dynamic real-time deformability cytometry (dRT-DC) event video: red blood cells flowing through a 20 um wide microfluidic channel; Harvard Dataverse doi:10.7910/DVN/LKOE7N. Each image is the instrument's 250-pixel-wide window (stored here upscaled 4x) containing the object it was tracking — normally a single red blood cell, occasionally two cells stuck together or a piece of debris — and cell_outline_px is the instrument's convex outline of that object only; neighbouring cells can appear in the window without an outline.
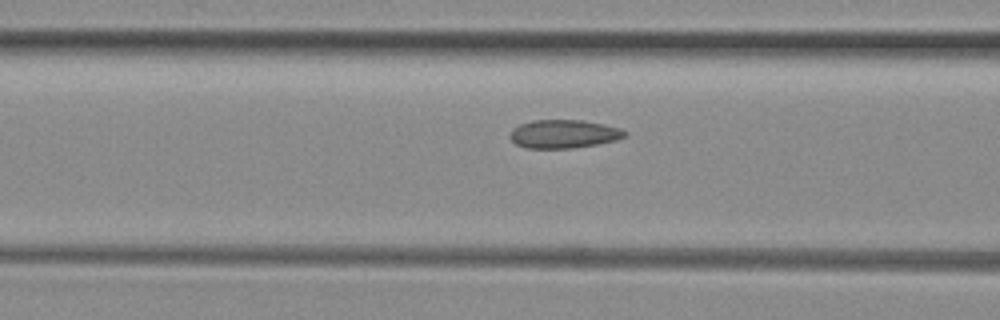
{"species": "common noctule bat (a hibernating species)", "species_latin": "Nyctalus noctula", "temperature_condition": "room temperature", "stored_images_in_passage": 22, "camera_frame_rate_fps": 3000, "um_per_image_px": 0.085, "animal": {"sex": "female", "body_mass_g": 29.2, "forearm_length_mm": 56.3}, "frame": {"image": 1, "passage_image": 17, "time_ms": 5.333, "image_size_px": [1000, 320], "cell_outline_px": [[628, 136], [616, 140], [596, 144], [572, 148], [528, 148], [516, 144], [508, 136], [512, 128], [520, 124], [532, 120], [584, 120], [604, 124], [620, 128], [628, 132]], "centroid_in_image_um": [47.93, 11.38], "position_along_channel_um": 118.7, "area_um2": 19.13}}
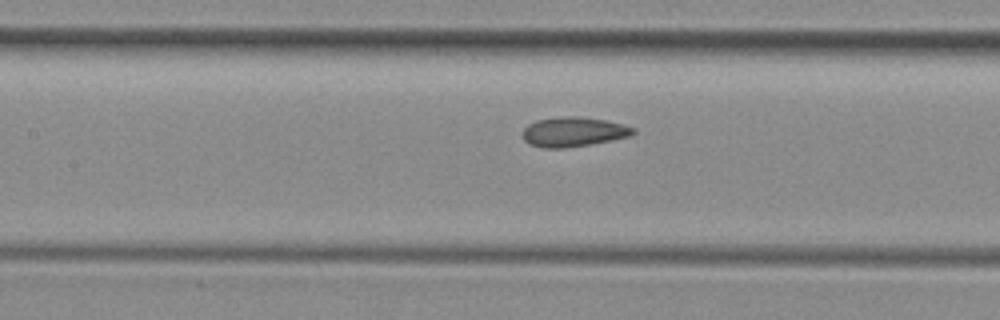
{"frame": {"image": 2, "passage_image": 20, "time_ms": 6.333, "image_size_px": [1000, 320], "cell_outline_px": [[636, 132], [632, 136], [588, 144], [564, 148], [544, 148], [532, 144], [524, 140], [524, 128], [528, 124], [536, 120], [564, 116], [576, 116], [604, 120], [636, 128]], "centroid_in_image_um": [48.76, 11.2], "position_along_channel_um": 158.6, "area_um2": 18.79}}